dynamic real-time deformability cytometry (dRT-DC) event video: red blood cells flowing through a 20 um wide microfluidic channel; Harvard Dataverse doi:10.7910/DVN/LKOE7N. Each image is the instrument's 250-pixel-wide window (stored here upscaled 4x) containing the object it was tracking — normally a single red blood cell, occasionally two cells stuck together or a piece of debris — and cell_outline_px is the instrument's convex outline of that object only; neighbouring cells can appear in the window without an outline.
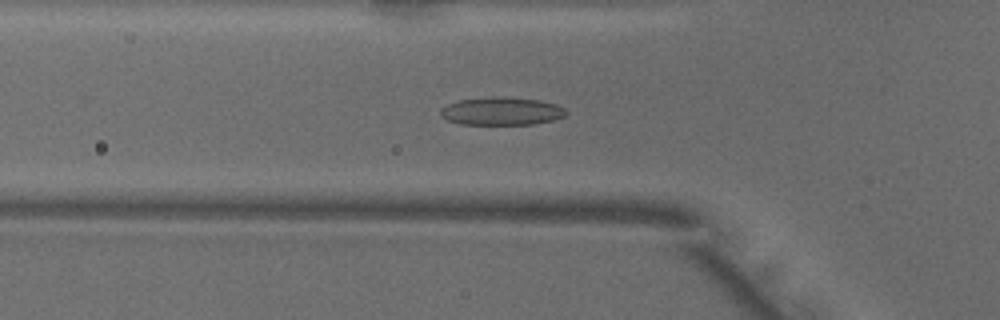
{"species": "common noctule bat (a hibernating species)", "species_latin": "Nyctalus noctula", "temperature_condition": "warm", "stored_images_in_passage": 49, "camera_frame_rate_fps": 3000, "um_per_image_px": 0.085, "animal": {"sex": "male", "body_mass_g": 18.8}, "frame": {"image": 1, "passage_image": 16, "time_ms": 5.0, "image_size_px": [1000, 320], "cell_outline_px": [[568, 112], [564, 116], [552, 120], [536, 124], [460, 124], [448, 120], [440, 116], [440, 108], [448, 104], [460, 100], [540, 100], [556, 104], [564, 108]], "centroid_in_image_um": [42.64, 9.51], "position_along_channel_um": 83.2, "area_um2": 19.25}}
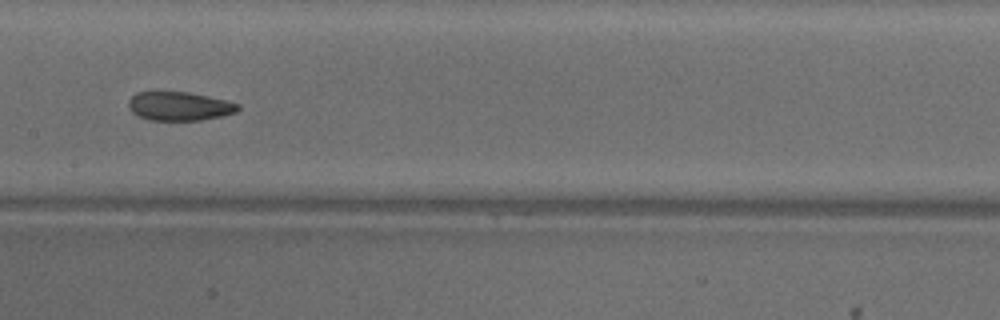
{"frame": {"image": 2, "passage_image": 24, "time_ms": 7.667, "image_size_px": [1000, 320], "cell_outline_px": [[240, 108], [236, 112], [220, 116], [200, 120], [148, 120], [132, 112], [128, 108], [128, 100], [136, 92], [188, 92], [228, 100], [240, 104]], "centroid_in_image_um": [15.25, 9.02], "position_along_channel_um": 192.2, "area_um2": 18.38}}
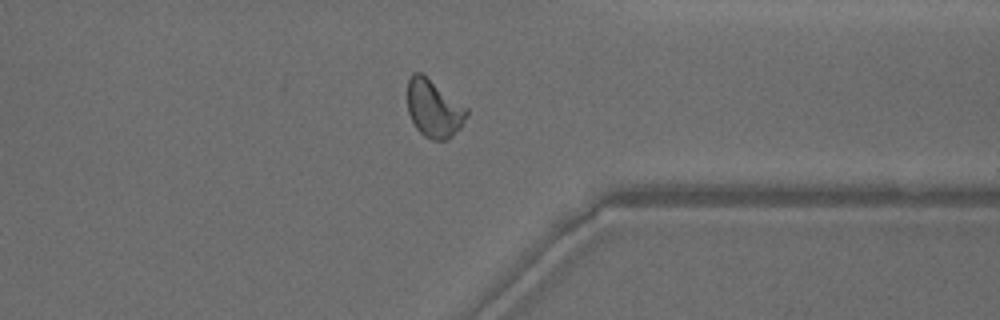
{"frame": {"image": 3, "passage_image": 38, "time_ms": 12.333, "image_size_px": [1000, 320], "cell_outline_px": [[468, 116], [460, 128], [448, 140], [432, 140], [424, 136], [416, 128], [408, 112], [408, 80], [412, 72], [420, 72], [468, 108]], "centroid_in_image_um": [36.89, 9.25], "position_along_channel_um": 374.5, "area_um2": 19.83}, "authors_computed_cell_mechanics": {"area_um2": 19.9988, "velocity_mm_per_s": 4.0537, "shape_relaxation_time_tau1_ms": 8.8681, "shape_relaxation_time_tau2_ms": 1.5667, "deformation_change_tau1": 0.2335, "deformation_change_tau2": 0.0786}}